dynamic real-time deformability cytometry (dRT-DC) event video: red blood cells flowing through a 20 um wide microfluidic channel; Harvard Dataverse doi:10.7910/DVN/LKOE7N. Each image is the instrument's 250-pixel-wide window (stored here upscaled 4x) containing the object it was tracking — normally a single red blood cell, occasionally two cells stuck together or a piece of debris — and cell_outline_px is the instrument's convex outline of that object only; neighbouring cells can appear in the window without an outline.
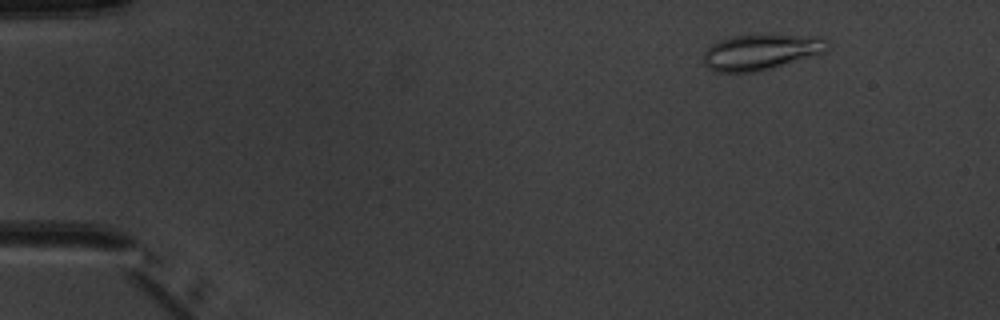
{"species": "common noctule bat (a hibernating species)", "species_latin": "Nyctalus noctula", "temperature_condition": "warm", "stored_images_in_passage": 5, "camera_frame_rate_fps": 3000, "um_per_image_px": 0.085, "animal": {"sex": "male", "body_mass_g": 20.1, "forearm_length_mm": 53.5}, "frame": {"image": 1, "passage_image": 2, "time_ms": 1.333, "image_size_px": [1000, 320], "cell_outline_px": [[828, 48], [824, 52], [772, 68], [756, 72], [716, 72], [708, 68], [704, 64], [704, 52], [712, 44], [720, 40], [732, 36], [752, 32], [820, 36], [824, 40]], "centroid_in_image_um": [64.65, 4.37], "position_along_channel_um": 20.3, "area_um2": 26.36}}
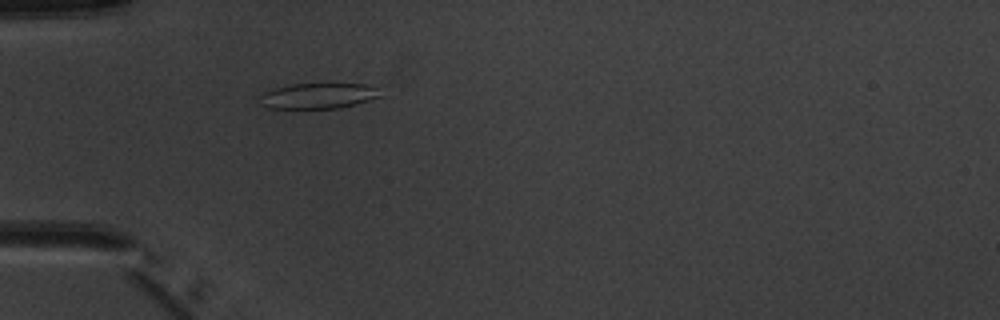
{"frame": {"image": 2, "passage_image": 5, "time_ms": 4.667, "image_size_px": [1000, 320], "cell_outline_px": [[384, 96], [356, 104], [340, 108], [268, 108], [260, 104], [252, 96], [276, 88], [292, 84], [364, 84], [376, 88]], "centroid_in_image_um": [26.97, 8.15], "position_along_channel_um": 58.0, "area_um2": 18.21}}